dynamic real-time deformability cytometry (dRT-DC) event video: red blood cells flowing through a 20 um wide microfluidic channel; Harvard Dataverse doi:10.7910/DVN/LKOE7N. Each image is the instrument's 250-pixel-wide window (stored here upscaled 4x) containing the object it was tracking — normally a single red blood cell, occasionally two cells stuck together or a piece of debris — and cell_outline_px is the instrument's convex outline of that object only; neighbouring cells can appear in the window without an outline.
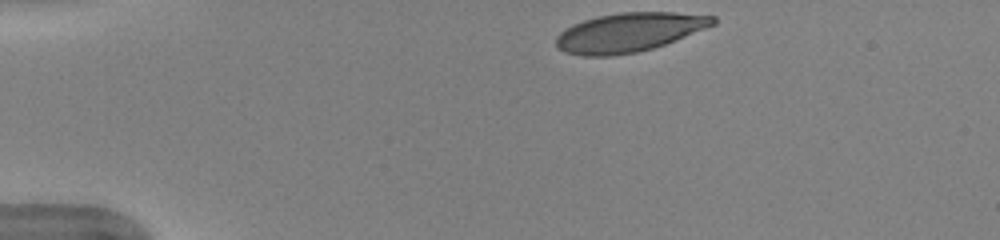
{"species": "human", "species_latin": "Homo sapiens", "temperature_condition": "warm", "stored_images_in_passage": 42, "camera_frame_rate_fps": 3000, "um_per_image_px": 0.085, "donor": {"sex": "female"}, "frame": {"image": 1, "passage_image": 1, "time_ms": 0.0, "image_size_px": [1000, 240], "cell_outline_px": [[716, 24], [676, 40], [652, 48], [636, 52], [608, 56], [584, 56], [564, 52], [556, 48], [556, 36], [560, 32], [572, 24], [596, 16], [620, 12], [676, 12], [716, 16]], "centroid_in_image_um": [53.45, 2.74], "position_along_channel_um": 31.5, "area_um2": 35.78}}
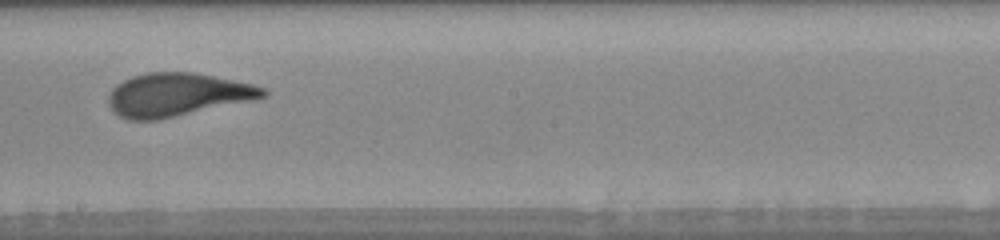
{"frame": {"image": 2, "passage_image": 21, "time_ms": 6.667, "image_size_px": [1000, 240], "cell_outline_px": [[268, 92], [264, 96], [252, 100], [160, 120], [128, 120], [112, 112], [108, 104], [108, 96], [112, 88], [116, 84], [132, 76], [148, 72], [192, 72], [252, 84], [268, 88]], "centroid_in_image_um": [15.02, 8.06], "position_along_channel_um": 233.2, "area_um2": 39.02}}
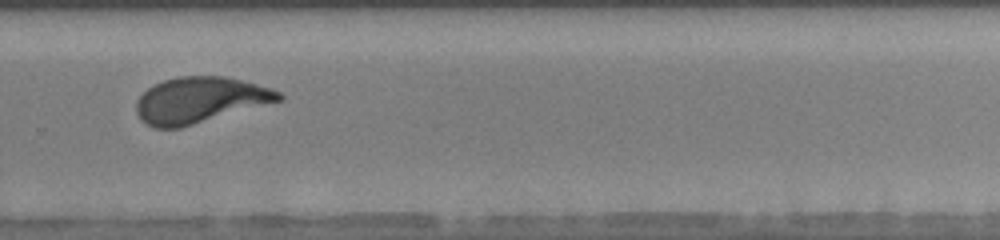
{"frame": {"image": 3, "passage_image": 27, "time_ms": 8.667, "image_size_px": [1000, 240], "cell_outline_px": [[284, 96], [280, 100], [180, 128], [152, 128], [144, 124], [140, 120], [136, 112], [136, 100], [148, 88], [164, 80], [176, 76], [224, 76], [272, 88], [280, 92]], "centroid_in_image_um": [16.93, 8.51], "position_along_channel_um": 312.9, "area_um2": 37.92}, "authors_computed_cell_mechanics": {"area_um2": 38.3792, "velocity_mm_per_s": 4.0053, "shape_relaxation_time_tau1_ms": 4.482, "shape_relaxation_time_tau2_ms": null, "deformation_change_tau1": 0.2064, "deformation_change_tau2": null}}